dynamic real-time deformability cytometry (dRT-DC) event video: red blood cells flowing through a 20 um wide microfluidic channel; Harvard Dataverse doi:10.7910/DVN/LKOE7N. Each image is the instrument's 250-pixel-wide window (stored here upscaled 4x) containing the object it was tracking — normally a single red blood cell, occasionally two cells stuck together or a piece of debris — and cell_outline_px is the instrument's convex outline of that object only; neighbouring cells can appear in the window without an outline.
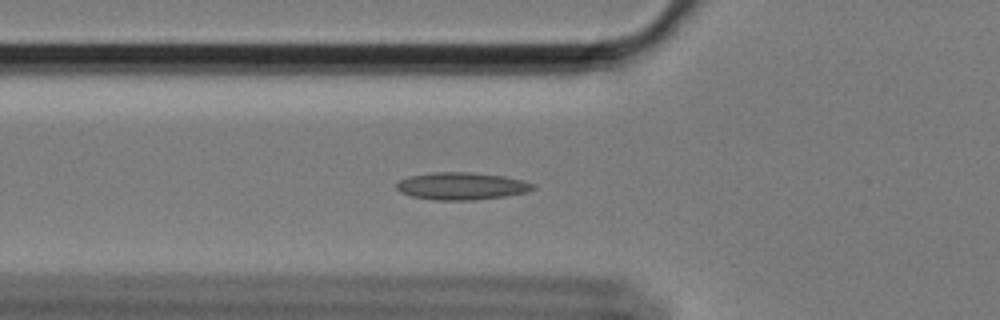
{"species": "Egyptian fruit bat (a non-hibernating species)", "species_latin": "Rousettus aegyptiacus", "temperature_condition": "cold", "stored_images_in_passage": 59, "camera_frame_rate_fps": 3000, "um_per_image_px": 0.085, "animal": {"sex": "female"}, "frame": {"image": 1, "passage_image": 21, "time_ms": 6.667, "image_size_px": [1000, 320], "cell_outline_px": [[536, 188], [528, 192], [508, 196], [472, 200], [432, 200], [412, 196], [400, 192], [396, 188], [396, 184], [400, 180], [408, 176], [432, 172], [472, 172], [504, 176], [524, 180], [532, 184]], "centroid_in_image_um": [39.24, 15.81], "position_along_channel_um": 86.6, "area_um2": 21.96}}
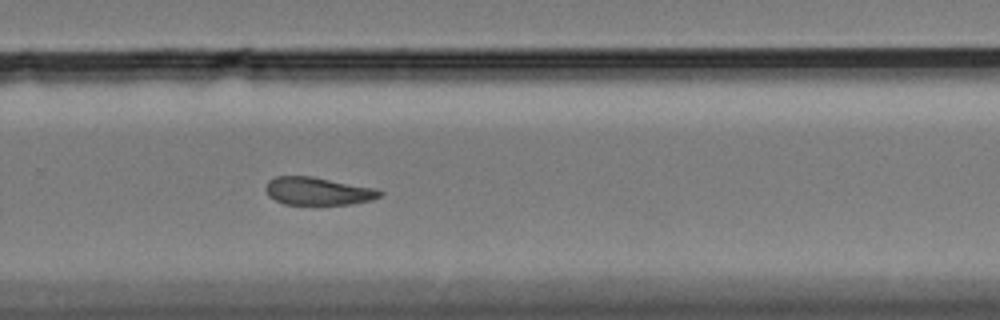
{"frame": {"image": 2, "passage_image": 40, "time_ms": 13.0, "image_size_px": [1000, 320], "cell_outline_px": [[384, 192], [380, 196], [372, 200], [352, 204], [284, 204], [268, 196], [264, 188], [268, 180], [276, 176], [312, 176], [376, 188]], "centroid_in_image_um": [27.02, 16.24], "position_along_channel_um": 302.8, "area_um2": 18.61}}
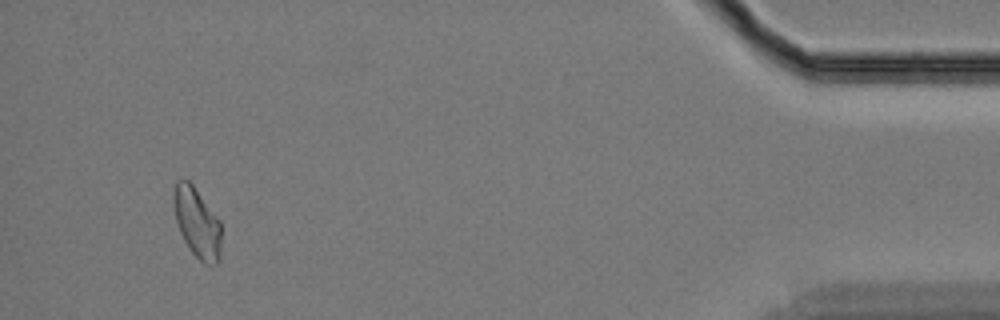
{"frame": {"image": 3, "passage_image": 56, "time_ms": 18.333, "image_size_px": [1000, 320], "cell_outline_px": [[220, 260], [216, 264], [204, 264], [192, 252], [184, 240], [180, 232], [176, 220], [172, 200], [172, 188], [176, 180], [188, 180], [192, 184], [220, 220]], "centroid_in_image_um": [16.72, 18.9], "position_along_channel_um": 418.5, "area_um2": 19.42}, "authors_computed_cell_mechanics": {"area_um2": 19.941, "velocity_mm_per_s": 3.4142, "shape_relaxation_time_tau1_ms": null, "shape_relaxation_time_tau2_ms": 5.5046, "deformation_change_tau1": null, "deformation_change_tau2": 0.1047}}